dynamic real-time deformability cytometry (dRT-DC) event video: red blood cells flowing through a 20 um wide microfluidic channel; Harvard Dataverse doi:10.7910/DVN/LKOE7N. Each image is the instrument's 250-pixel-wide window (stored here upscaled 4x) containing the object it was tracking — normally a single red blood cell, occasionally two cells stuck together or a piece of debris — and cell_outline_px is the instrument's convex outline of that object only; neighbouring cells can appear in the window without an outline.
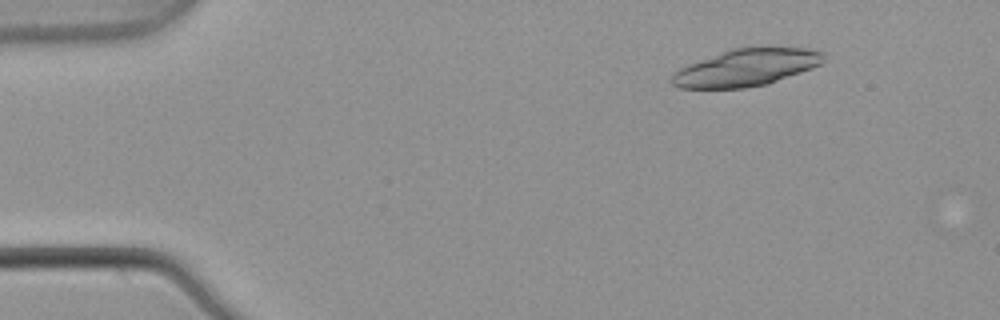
{"species": "common noctule bat (a hibernating species)", "species_latin": "Nyctalus noctula", "temperature_condition": "warm", "stored_images_in_passage": 4, "camera_frame_rate_fps": 3000, "um_per_image_px": 0.085, "animal": {"sex": "male", "body_mass_g": 21.5, "forearm_length_mm": 52.0}, "frame": {"image": 1, "passage_image": 2, "time_ms": 0.333, "image_size_px": [1000, 320], "cell_outline_px": [[824, 60], [820, 64], [812, 68], [768, 84], [744, 88], [680, 88], [672, 84], [672, 72], [688, 64], [732, 48], [764, 44], [768, 44], [808, 48], [824, 52]], "centroid_in_image_um": [63.49, 5.69], "position_along_channel_um": 21.5, "area_um2": 33.7}}